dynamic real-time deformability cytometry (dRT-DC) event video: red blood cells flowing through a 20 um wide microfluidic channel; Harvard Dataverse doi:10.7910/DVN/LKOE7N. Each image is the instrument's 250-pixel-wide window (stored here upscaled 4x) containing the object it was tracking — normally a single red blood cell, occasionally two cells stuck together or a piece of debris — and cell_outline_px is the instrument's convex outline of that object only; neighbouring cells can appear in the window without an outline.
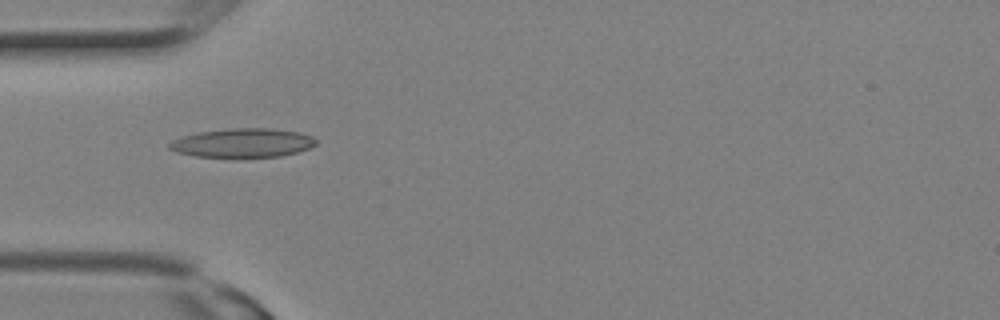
{"species": "Egyptian fruit bat (a non-hibernating species)", "species_latin": "Rousettus aegyptiacus", "temperature_condition": "room temperature", "stored_images_in_passage": 1, "camera_frame_rate_fps": 3000, "um_per_image_px": 0.085, "animal": {"sex": "female"}, "frame": {"image": 1, "passage_image": 1, "time_ms": 0.0, "image_size_px": [1000, 320], "cell_outline_px": [[316, 144], [308, 148], [296, 152], [280, 156], [196, 156], [176, 152], [168, 148], [168, 144], [172, 140], [196, 132], [228, 128], [272, 128], [296, 132], [312, 136], [316, 140]], "centroid_in_image_um": [20.59, 12.12], "position_along_channel_um": 64.4, "area_um2": 24.39}}